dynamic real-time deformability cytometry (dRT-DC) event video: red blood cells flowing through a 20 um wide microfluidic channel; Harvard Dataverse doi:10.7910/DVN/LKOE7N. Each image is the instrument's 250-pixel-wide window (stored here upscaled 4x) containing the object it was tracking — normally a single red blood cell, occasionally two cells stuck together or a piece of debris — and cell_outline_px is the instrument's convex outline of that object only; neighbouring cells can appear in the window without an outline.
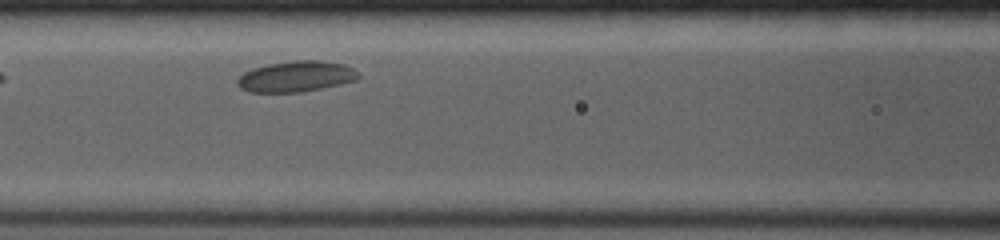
{"species": "common noctule bat (a hibernating species)", "species_latin": "Nyctalus noctula", "temperature_condition": "room temperature", "stored_images_in_passage": 5, "camera_frame_rate_fps": 4000, "um_per_image_px": 0.085, "animal": {"sex": "female", "body_mass_g": 19.0, "forearm_length_mm": 53.3}, "frame": {"image": 1, "passage_image": 4, "time_ms": 3.0, "image_size_px": [1000, 240], "cell_outline_px": [[360, 76], [356, 80], [320, 88], [300, 92], [248, 92], [240, 88], [236, 84], [236, 80], [244, 72], [252, 68], [268, 64], [296, 60], [316, 60], [344, 64], [352, 68]], "centroid_in_image_um": [25.11, 6.5], "position_along_channel_um": 141.5, "area_um2": 21.56}}
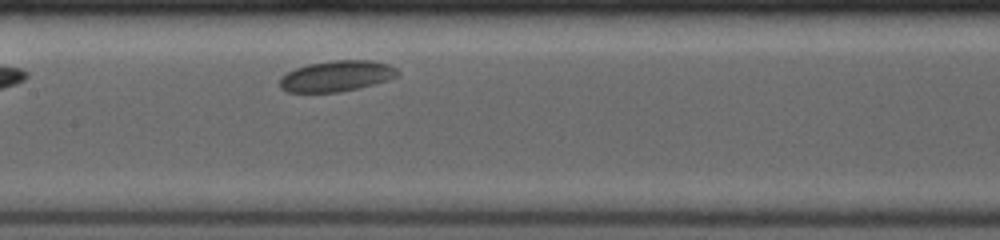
{"frame": {"image": 2, "passage_image": 5, "time_ms": 4.0, "image_size_px": [1000, 240], "cell_outline_px": [[400, 76], [388, 80], [360, 88], [340, 92], [288, 92], [280, 88], [280, 76], [296, 68], [308, 64], [332, 60], [372, 60], [388, 64], [396, 68], [400, 72]], "centroid_in_image_um": [28.64, 6.46], "position_along_channel_um": 178.8, "area_um2": 21.39}}